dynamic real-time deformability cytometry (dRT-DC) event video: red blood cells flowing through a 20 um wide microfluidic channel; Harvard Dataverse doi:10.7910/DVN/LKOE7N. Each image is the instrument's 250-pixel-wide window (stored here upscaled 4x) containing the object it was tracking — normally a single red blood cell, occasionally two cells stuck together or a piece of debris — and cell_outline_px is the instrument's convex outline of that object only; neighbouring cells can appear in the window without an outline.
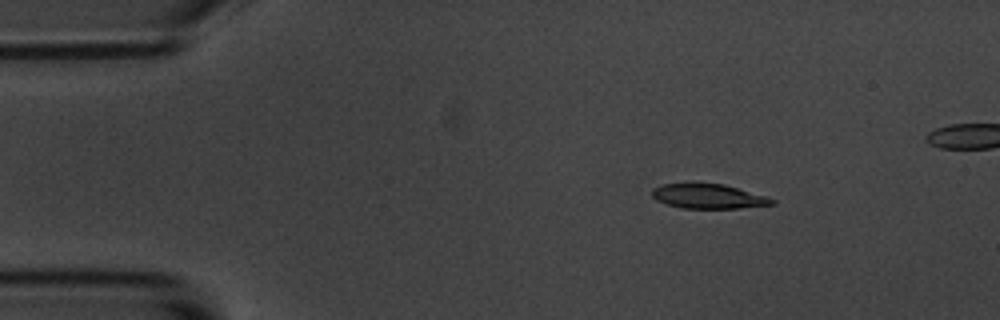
{"species": "common noctule bat (a hibernating species)", "species_latin": "Nyctalus noctula", "temperature_condition": "room temperature", "stored_images_in_passage": 6, "camera_frame_rate_fps": 3000, "um_per_image_px": 0.085, "animal": {"sex": "male", "body_mass_g": 20.1, "forearm_length_mm": 53.5}, "frame": {"image": 1, "passage_image": 3, "time_ms": 2.333, "image_size_px": [1000, 320], "cell_outline_px": [[776, 204], [740, 208], [684, 208], [668, 204], [656, 200], [652, 196], [652, 188], [664, 184], [692, 180], [724, 184], [768, 196], [776, 200]], "centroid_in_image_um": [60.21, 16.64], "position_along_channel_um": 24.8, "area_um2": 17.92}}